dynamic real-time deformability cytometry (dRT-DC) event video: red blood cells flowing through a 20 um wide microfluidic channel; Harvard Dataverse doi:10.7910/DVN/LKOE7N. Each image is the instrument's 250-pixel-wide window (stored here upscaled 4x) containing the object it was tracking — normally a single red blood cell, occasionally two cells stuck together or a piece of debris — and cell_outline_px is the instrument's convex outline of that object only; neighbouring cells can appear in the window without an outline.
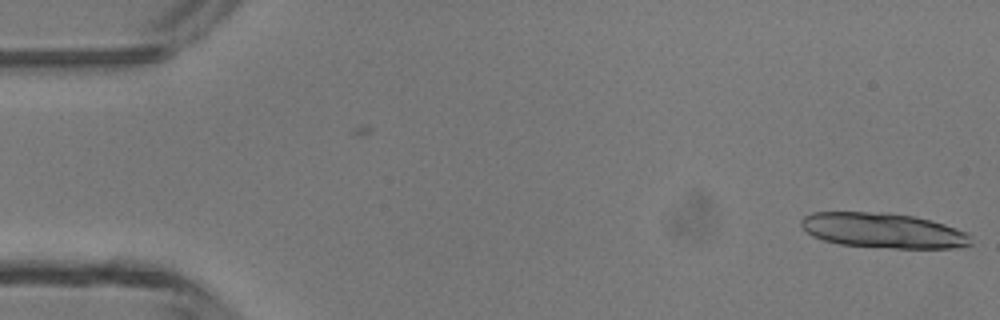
{"species": "common noctule bat (a hibernating species)", "species_latin": "Nyctalus noctula", "temperature_condition": "room temperature", "stored_images_in_passage": 7, "camera_frame_rate_fps": 3000, "um_per_image_px": 0.085, "animal": {"sex": "male", "body_mass_g": 13.3}, "frame": {"image": 1, "passage_image": 7, "time_ms": 2.0, "image_size_px": [1000, 320], "cell_outline_px": [[972, 244], [952, 248], [892, 248], [840, 244], [824, 240], [812, 236], [800, 224], [800, 220], [804, 216], [812, 212], [888, 212], [912, 216], [932, 220], [944, 224], [964, 232], [968, 236]], "centroid_in_image_um": [75.02, 19.58], "position_along_channel_um": 10.0, "area_um2": 34.45}}